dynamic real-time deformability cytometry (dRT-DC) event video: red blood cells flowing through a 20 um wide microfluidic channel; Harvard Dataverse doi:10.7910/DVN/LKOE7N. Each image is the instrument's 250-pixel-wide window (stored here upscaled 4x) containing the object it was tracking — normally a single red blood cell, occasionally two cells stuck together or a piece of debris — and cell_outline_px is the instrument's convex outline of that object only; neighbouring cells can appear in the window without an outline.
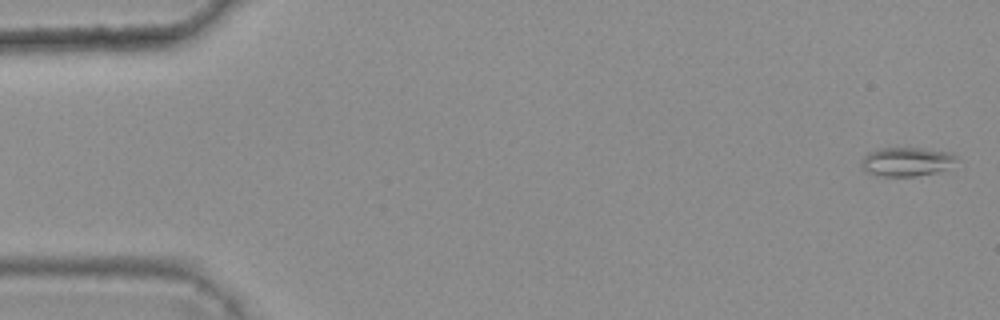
{"species": "common noctule bat (a hibernating species)", "species_latin": "Nyctalus noctula", "temperature_condition": "warm", "stored_images_in_passage": 5, "camera_frame_rate_fps": 3000, "um_per_image_px": 0.085, "animal": {"sex": "female", "body_mass_g": 25.1}, "frame": {"image": 1, "passage_image": 1, "time_ms": 0.0, "image_size_px": [1000, 320], "cell_outline_px": [[956, 160], [944, 172], [916, 176], [884, 176], [868, 172], [864, 168], [860, 160], [868, 152], [880, 148], [920, 148], [952, 152], [956, 156]], "centroid_in_image_um": [77.11, 13.74], "position_along_channel_um": 7.9, "area_um2": 16.13}}
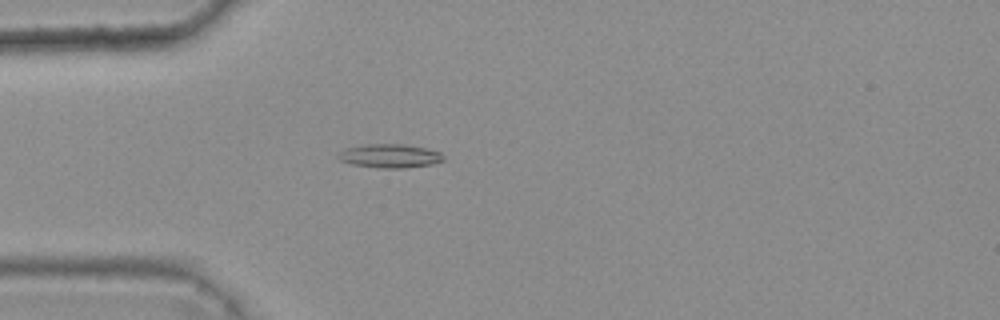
{"frame": {"image": 2, "passage_image": 5, "time_ms": 1.333, "image_size_px": [1000, 320], "cell_outline_px": [[444, 160], [432, 164], [404, 168], [380, 168], [352, 164], [340, 160], [336, 156], [344, 148], [364, 144], [404, 144], [424, 148], [440, 152], [444, 156]], "centroid_in_image_um": [33.11, 13.25], "position_along_channel_um": 51.9, "area_um2": 14.57}}